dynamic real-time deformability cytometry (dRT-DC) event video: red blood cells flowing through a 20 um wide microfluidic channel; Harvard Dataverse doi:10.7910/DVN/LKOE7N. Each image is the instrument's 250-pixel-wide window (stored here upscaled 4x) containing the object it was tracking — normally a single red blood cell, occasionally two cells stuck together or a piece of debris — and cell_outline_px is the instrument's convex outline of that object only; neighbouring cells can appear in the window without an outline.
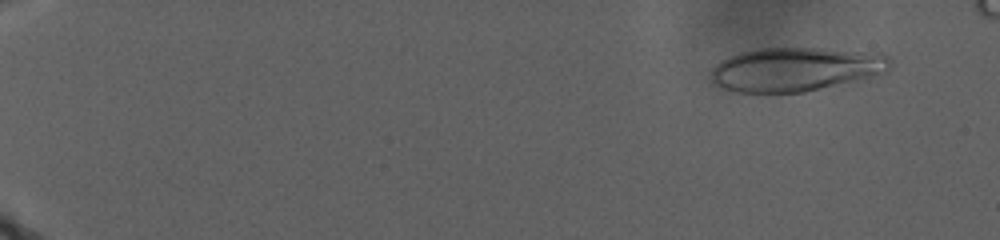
{"species": "human", "species_latin": "Homo sapiens", "temperature_condition": "warm", "stored_images_in_passage": 91, "camera_frame_rate_fps": 3000, "um_per_image_px": 0.085, "donor": {"sex": "male"}, "frame": {"image": 1, "passage_image": 8, "time_ms": 2.667, "image_size_px": [1000, 240], "cell_outline_px": [[892, 60], [888, 68], [884, 72], [864, 80], [804, 92], [736, 92], [724, 88], [716, 84], [712, 80], [712, 68], [720, 60], [728, 56], [740, 52], [760, 48], [820, 48], [880, 52], [888, 56]], "centroid_in_image_um": [67.69, 5.88], "position_along_channel_um": 17.3, "area_um2": 46.24}}
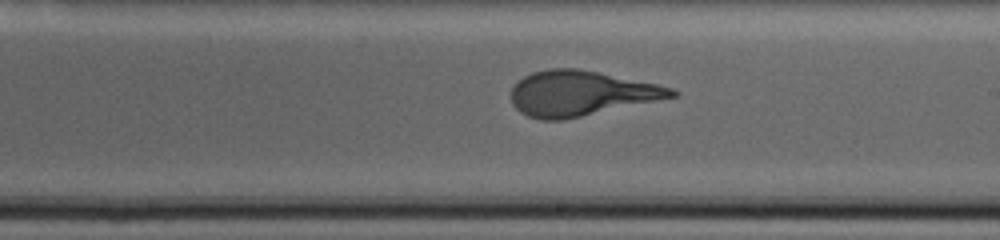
{"frame": {"image": 2, "passage_image": 62, "time_ms": 20.667, "image_size_px": [1000, 240], "cell_outline_px": [[680, 92], [676, 96], [564, 120], [540, 120], [528, 116], [520, 112], [512, 104], [512, 88], [516, 80], [532, 72], [548, 68], [576, 68], [600, 72], [656, 84], [672, 88]], "centroid_in_image_um": [49.33, 7.93], "position_along_channel_um": 239.7, "area_um2": 42.08}}
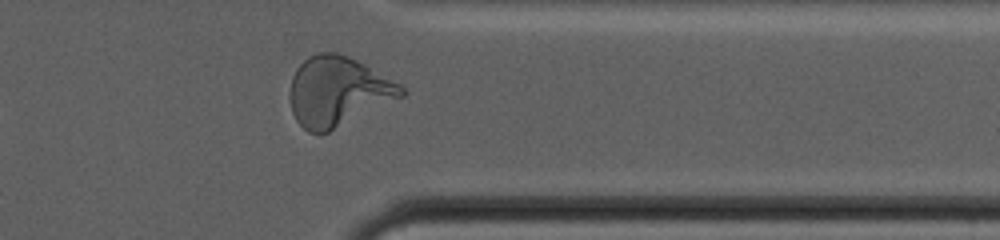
{"frame": {"image": 3, "passage_image": 84, "time_ms": 27.0, "image_size_px": [1000, 240], "cell_outline_px": [[404, 96], [328, 132], [308, 132], [296, 120], [292, 112], [288, 96], [292, 76], [296, 68], [308, 56], [316, 52], [336, 52], [348, 56], [364, 64], [400, 84], [404, 88]], "centroid_in_image_um": [28.68, 7.76], "position_along_channel_um": 382.7, "area_um2": 45.03}}